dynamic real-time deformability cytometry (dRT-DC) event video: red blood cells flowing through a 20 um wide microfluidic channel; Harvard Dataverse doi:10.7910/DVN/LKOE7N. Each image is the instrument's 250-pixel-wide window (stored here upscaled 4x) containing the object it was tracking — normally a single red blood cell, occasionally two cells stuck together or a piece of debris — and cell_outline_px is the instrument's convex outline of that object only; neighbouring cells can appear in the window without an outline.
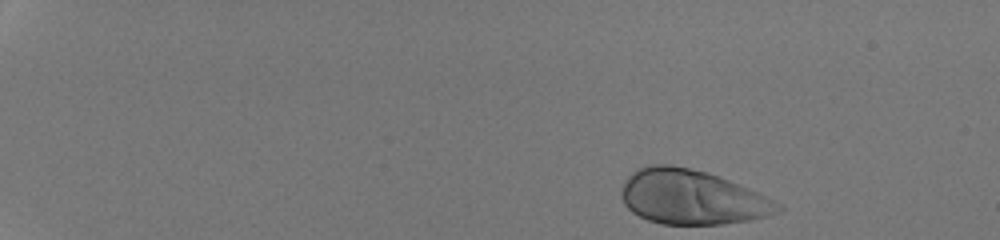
{"species": "human", "species_latin": "Homo sapiens", "temperature_condition": "room temperature", "stored_images_in_passage": 39, "camera_frame_rate_fps": 3000, "um_per_image_px": 0.085, "donor": {"sex": "male"}, "frame": {"image": 1, "passage_image": 1, "time_ms": 0.0, "image_size_px": [1000, 240], "cell_outline_px": [[784, 208], [780, 212], [752, 220], [724, 224], [660, 224], [648, 220], [632, 212], [624, 204], [620, 196], [620, 192], [628, 176], [636, 168], [652, 164], [672, 164], [704, 172], [728, 180], [756, 192], [780, 204]], "centroid_in_image_um": [58.77, 16.77], "position_along_channel_um": 26.2, "area_um2": 49.53}}
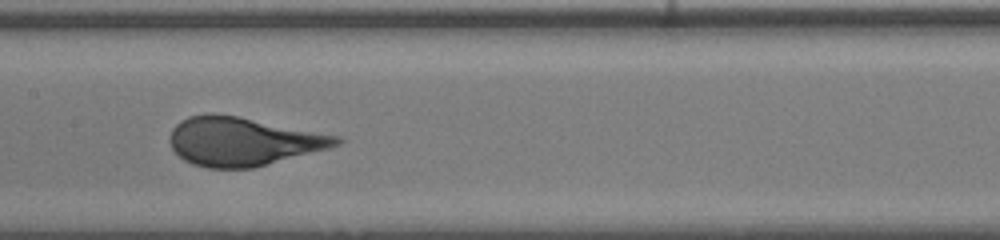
{"frame": {"image": 2, "passage_image": 23, "time_ms": 7.333, "image_size_px": [1000, 240], "cell_outline_px": [[344, 140], [340, 144], [328, 148], [252, 168], [208, 168], [192, 164], [184, 160], [172, 148], [168, 140], [172, 128], [180, 120], [188, 116], [212, 112], [216, 112], [240, 116], [340, 136]], "centroid_in_image_um": [20.61, 12.0], "position_along_channel_um": 186.8, "area_um2": 47.34}}
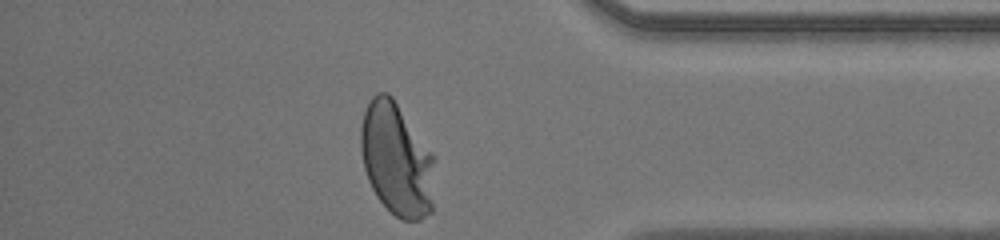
{"frame": {"image": 3, "passage_image": 39, "time_ms": 12.667, "image_size_px": [1000, 240], "cell_outline_px": [[436, 156], [432, 212], [420, 220], [400, 220], [376, 196], [368, 180], [364, 168], [360, 148], [360, 128], [364, 112], [372, 96], [376, 92], [388, 92], [392, 96]], "centroid_in_image_um": [33.74, 13.54], "position_along_channel_um": 401.5, "area_um2": 49.42}, "authors_computed_cell_mechanics": {"area_um2": 46.7024, "velocity_mm_per_s": 4.2392, "shape_relaxation_time_tau1_ms": 2.6964, "shape_relaxation_time_tau2_ms": null, "deformation_change_tau1": 0.2017, "deformation_change_tau2": null}}